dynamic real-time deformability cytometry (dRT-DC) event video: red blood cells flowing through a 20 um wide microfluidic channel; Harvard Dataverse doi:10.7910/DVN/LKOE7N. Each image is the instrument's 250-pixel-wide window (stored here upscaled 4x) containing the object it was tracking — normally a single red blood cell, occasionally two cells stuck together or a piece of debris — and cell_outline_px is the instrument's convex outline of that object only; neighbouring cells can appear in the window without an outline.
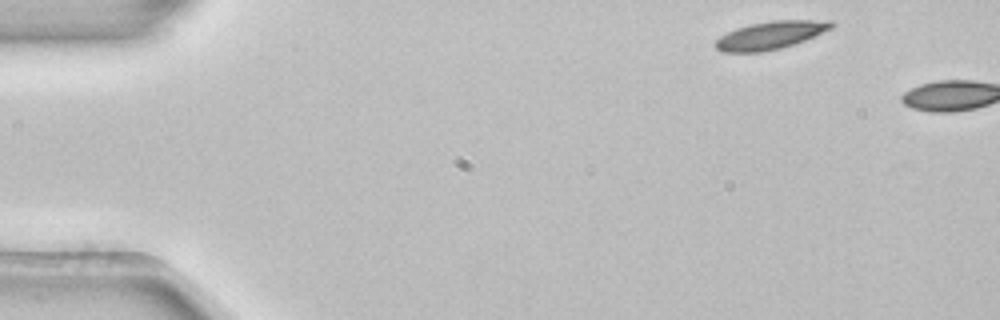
{"species": "common noctule bat (a hibernating species)", "species_latin": "Nyctalus noctula", "temperature_condition": "room temperature", "stored_images_in_passage": 2, "camera_frame_rate_fps": 3000, "um_per_image_px": 0.085, "animal": {"sex": "female", "body_mass_g": 22.7, "forearm_length_mm": 54.2}, "frame": {"image": 1, "passage_image": 1, "time_ms": 0.0, "image_size_px": [1000, 320], "cell_outline_px": [[836, 24], [832, 28], [804, 40], [780, 48], [760, 52], [724, 52], [716, 48], [716, 40], [720, 36], [736, 28], [752, 24], [772, 20], [832, 20]], "centroid_in_image_um": [65.52, 2.98], "position_along_channel_um": 19.5, "area_um2": 18.61}}